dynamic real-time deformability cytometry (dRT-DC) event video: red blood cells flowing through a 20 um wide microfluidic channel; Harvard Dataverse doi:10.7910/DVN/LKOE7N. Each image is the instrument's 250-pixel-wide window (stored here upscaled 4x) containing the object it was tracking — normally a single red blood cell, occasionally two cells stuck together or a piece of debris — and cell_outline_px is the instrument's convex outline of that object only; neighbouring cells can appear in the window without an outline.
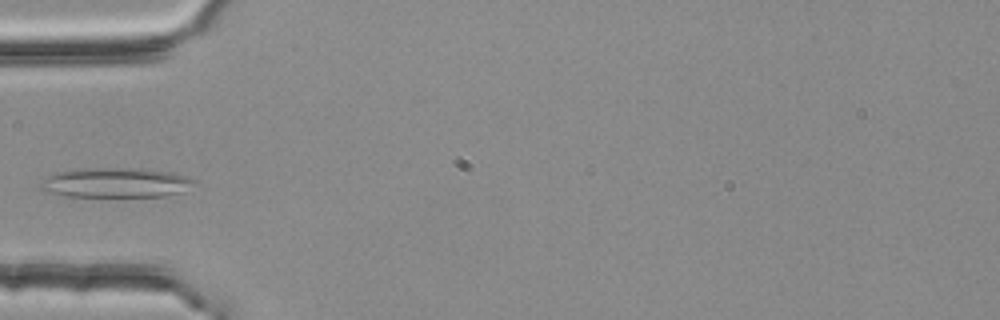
{"species": "common noctule bat (a hibernating species)", "species_latin": "Nyctalus noctula", "temperature_condition": "room temperature", "stored_images_in_passage": 4, "camera_frame_rate_fps": 3000, "um_per_image_px": 0.085, "animal": {"sex": "female", "body_mass_g": 25.1}, "frame": {"image": 1, "passage_image": 4, "time_ms": 1.0, "image_size_px": [1000, 320], "cell_outline_px": [[196, 180], [184, 192], [168, 196], [64, 196], [44, 192], [40, 188], [40, 184], [48, 176], [56, 172], [72, 168], [148, 168], [172, 172], [188, 176]], "centroid_in_image_um": [9.84, 15.51], "position_along_channel_um": 75.2, "area_um2": 27.11}}